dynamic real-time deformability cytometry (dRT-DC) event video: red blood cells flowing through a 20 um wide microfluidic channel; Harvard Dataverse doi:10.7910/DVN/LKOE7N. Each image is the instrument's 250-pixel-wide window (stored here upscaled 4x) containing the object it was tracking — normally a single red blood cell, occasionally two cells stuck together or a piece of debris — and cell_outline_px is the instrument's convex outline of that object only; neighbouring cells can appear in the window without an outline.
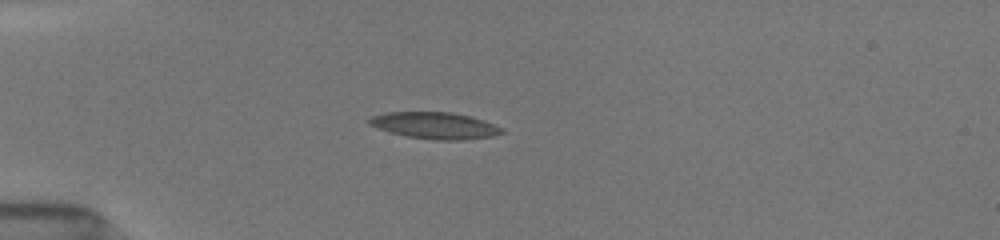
{"species": "common noctule bat (a hibernating species)", "species_latin": "Nyctalus noctula", "temperature_condition": "room temperature", "stored_images_in_passage": 32, "camera_frame_rate_fps": 3000, "um_per_image_px": 0.085, "animal": {"sex": "female", "body_mass_g": 19.5, "forearm_length_mm": 54.1}, "frame": {"image": 1, "passage_image": 5, "time_ms": 3.0, "image_size_px": [1000, 240], "cell_outline_px": [[504, 132], [496, 136], [464, 140], [436, 140], [408, 136], [392, 132], [368, 124], [364, 120], [372, 116], [388, 112], [452, 112], [484, 120], [504, 128]], "centroid_in_image_um": [37.01, 10.67], "position_along_channel_um": 48.0, "area_um2": 20.58}}
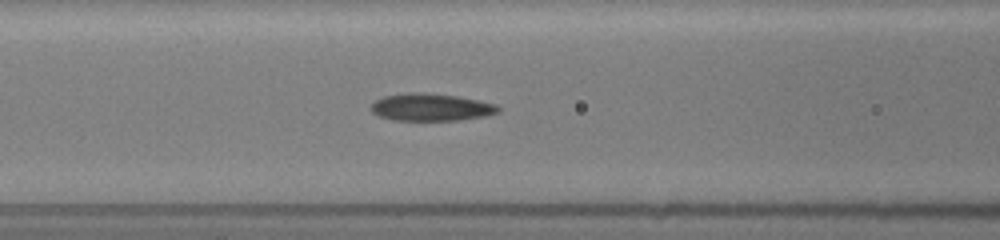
{"frame": {"image": 2, "passage_image": 13, "time_ms": 5.667, "image_size_px": [1000, 240], "cell_outline_px": [[500, 112], [484, 116], [460, 120], [392, 120], [380, 116], [372, 112], [372, 104], [376, 100], [384, 96], [408, 92], [424, 92], [456, 96], [496, 104], [500, 108]], "centroid_in_image_um": [36.64, 9.11], "position_along_channel_um": 130.0, "area_um2": 20.17}}
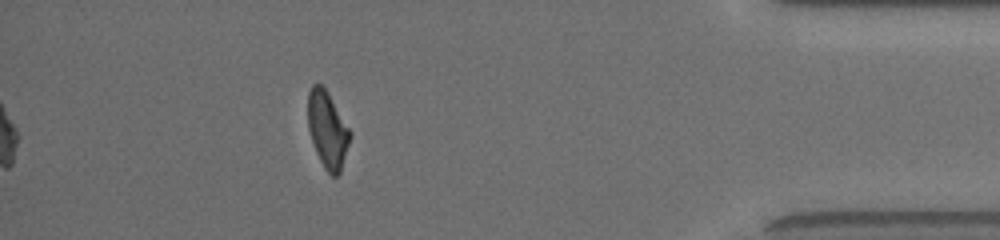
{"frame": {"image": 3, "passage_image": 32, "time_ms": 13.667, "image_size_px": [1000, 240], "cell_outline_px": [[352, 136], [340, 172], [336, 176], [332, 176], [324, 168], [316, 152], [308, 128], [308, 92], [312, 84], [320, 84], [328, 92], [352, 132]], "centroid_in_image_um": [27.85, 11.02], "position_along_channel_um": 407.3, "area_um2": 18.84}, "authors_computed_cell_mechanics": {"area_um2": 20.23, "velocity_mm_per_s": 3.9966, "shape_relaxation_time_tau1_ms": null, "shape_relaxation_time_tau2_ms": 5.2888, "deformation_change_tau1": null, "deformation_change_tau2": 0.1305}}